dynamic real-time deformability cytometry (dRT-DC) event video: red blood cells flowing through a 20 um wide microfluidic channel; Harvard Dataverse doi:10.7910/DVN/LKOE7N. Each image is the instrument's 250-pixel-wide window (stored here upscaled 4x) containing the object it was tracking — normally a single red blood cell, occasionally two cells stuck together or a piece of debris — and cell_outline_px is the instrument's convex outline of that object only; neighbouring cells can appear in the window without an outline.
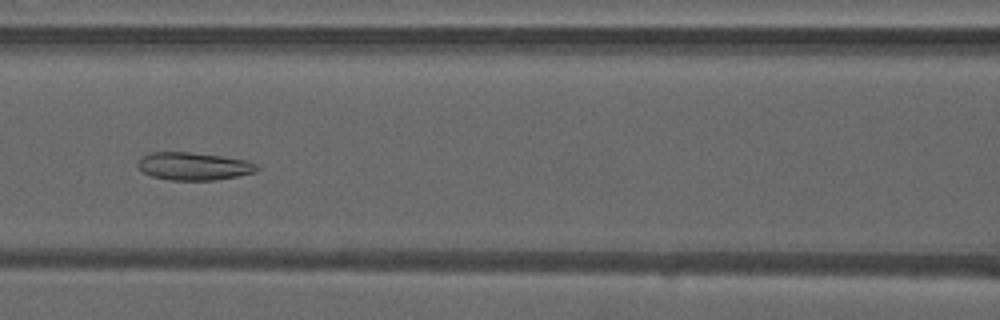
{"species": "common noctule bat (a hibernating species)", "species_latin": "Nyctalus noctula", "temperature_condition": "warm", "stored_images_in_passage": 32, "camera_frame_rate_fps": 3000, "um_per_image_px": 0.085, "animal": {"sex": "male", "forearm_length_mm": 52.5}, "frame": {"image": 1, "passage_image": 12, "time_ms": 3.667, "image_size_px": [1000, 320], "cell_outline_px": [[260, 168], [256, 172], [216, 180], [168, 180], [152, 176], [144, 172], [136, 164], [140, 156], [148, 152], [188, 152], [220, 156], [248, 160], [256, 164]], "centroid_in_image_um": [16.44, 14.12], "position_along_channel_um": 150.2, "area_um2": 19.36}}
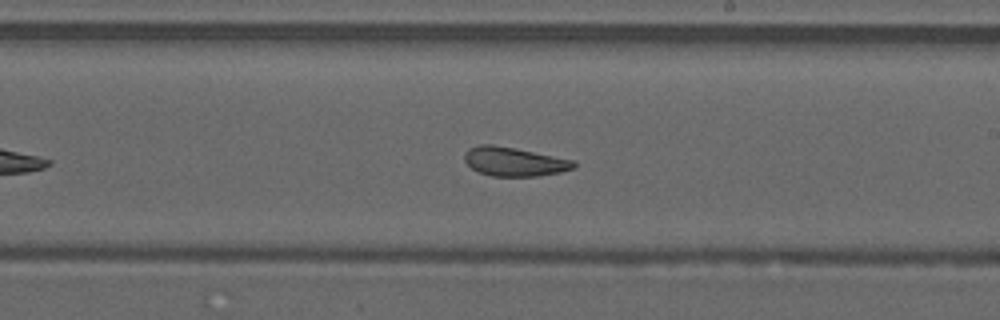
{"frame": {"image": 2, "passage_image": 19, "time_ms": 6.0, "image_size_px": [1000, 320], "cell_outline_px": [[576, 168], [560, 172], [540, 176], [492, 176], [476, 172], [464, 160], [464, 152], [468, 148], [480, 144], [492, 144], [516, 148], [576, 160]], "centroid_in_image_um": [43.72, 13.73], "position_along_channel_um": 245.3, "area_um2": 18.79}}
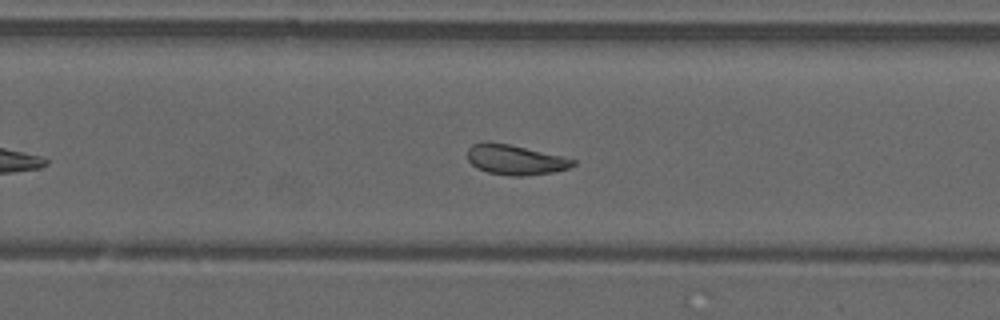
{"frame": {"image": 3, "passage_image": 22, "time_ms": 7.0, "image_size_px": [1000, 320], "cell_outline_px": [[576, 164], [568, 168], [552, 172], [520, 176], [512, 176], [488, 172], [476, 168], [468, 160], [468, 148], [472, 144], [484, 140], [488, 140], [508, 144], [560, 156], [576, 160]], "centroid_in_image_um": [43.73, 13.56], "position_along_channel_um": 286.1, "area_um2": 18.32}, "authors_computed_cell_mechanics": {"area_um2": 19.1607, "velocity_mm_per_s": 4.1067, "shape_relaxation_time_tau1_ms": null, "shape_relaxation_time_tau2_ms": 2.0133, "deformation_change_tau1": null, "deformation_change_tau2": 0.0934}}